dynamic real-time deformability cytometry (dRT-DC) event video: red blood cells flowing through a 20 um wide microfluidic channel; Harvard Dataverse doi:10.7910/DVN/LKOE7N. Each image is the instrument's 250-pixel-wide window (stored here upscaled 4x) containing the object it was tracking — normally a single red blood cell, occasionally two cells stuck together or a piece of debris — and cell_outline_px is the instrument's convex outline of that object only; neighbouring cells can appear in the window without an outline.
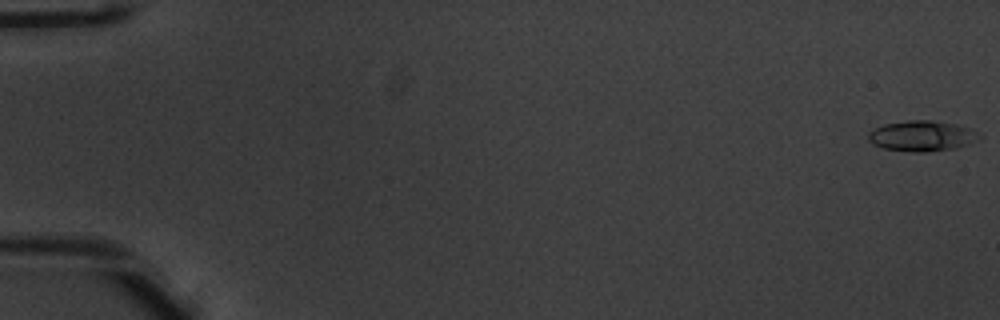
{"species": "common noctule bat (a hibernating species)", "species_latin": "Nyctalus noctula", "temperature_condition": "warm", "stored_images_in_passage": 53, "camera_frame_rate_fps": 3000, "um_per_image_px": 0.085, "animal": {"sex": "male", "body_mass_g": 20.1, "forearm_length_mm": 53.5}, "frame": {"image": 1, "passage_image": 1, "time_ms": 0.0, "image_size_px": [1000, 320], "cell_outline_px": [[984, 136], [976, 140], [956, 148], [928, 152], [912, 152], [884, 148], [872, 144], [868, 140], [868, 132], [884, 124], [908, 120], [932, 120], [956, 124], [968, 128]], "centroid_in_image_um": [78.35, 11.55], "position_along_channel_um": 6.7, "area_um2": 19.71}}
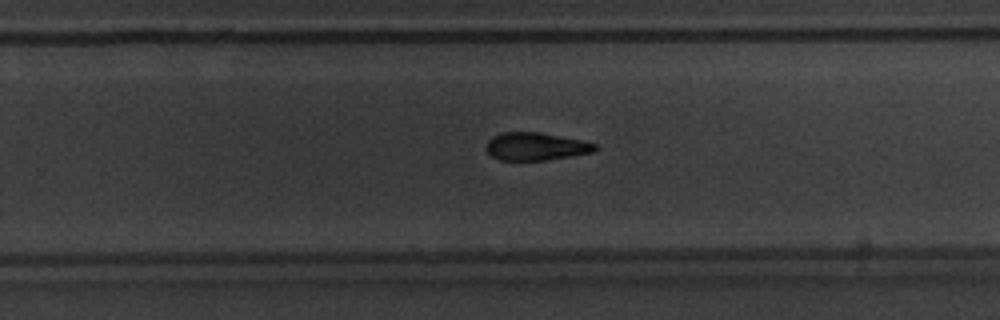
{"frame": {"image": 2, "passage_image": 35, "time_ms": 11.333, "image_size_px": [1000, 320], "cell_outline_px": [[600, 148], [592, 152], [544, 160], [500, 160], [492, 156], [488, 152], [488, 140], [492, 136], [500, 132], [540, 132], [580, 140], [596, 144]], "centroid_in_image_um": [45.54, 12.44], "position_along_channel_um": 284.3, "area_um2": 17.4}}
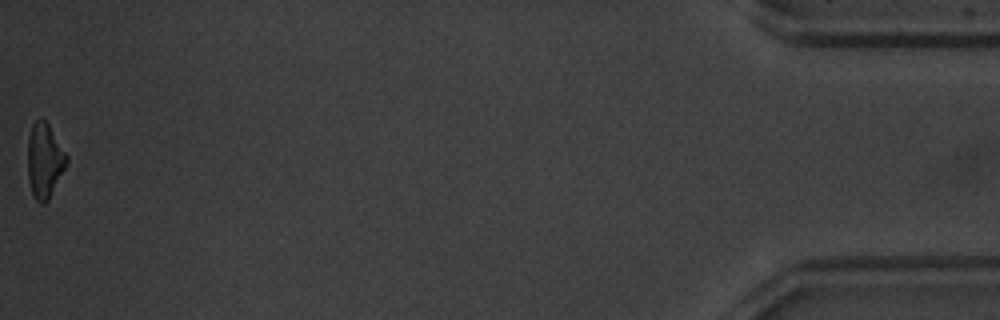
{"frame": {"image": 3, "passage_image": 53, "time_ms": 17.333, "image_size_px": [1000, 320], "cell_outline_px": [[68, 164], [48, 200], [44, 204], [40, 204], [36, 200], [32, 192], [28, 180], [28, 136], [32, 124], [40, 116], [48, 124], [68, 156]], "centroid_in_image_um": [3.79, 13.65], "position_along_channel_um": 431.4, "area_um2": 17.05}, "authors_computed_cell_mechanics": {"area_um2": 18.7272, "velocity_mm_per_s": 3.9548, "shape_relaxation_time_tau1_ms": 2.3565, "shape_relaxation_time_tau2_ms": null, "deformation_change_tau1": 0.1448, "deformation_change_tau2": null}}